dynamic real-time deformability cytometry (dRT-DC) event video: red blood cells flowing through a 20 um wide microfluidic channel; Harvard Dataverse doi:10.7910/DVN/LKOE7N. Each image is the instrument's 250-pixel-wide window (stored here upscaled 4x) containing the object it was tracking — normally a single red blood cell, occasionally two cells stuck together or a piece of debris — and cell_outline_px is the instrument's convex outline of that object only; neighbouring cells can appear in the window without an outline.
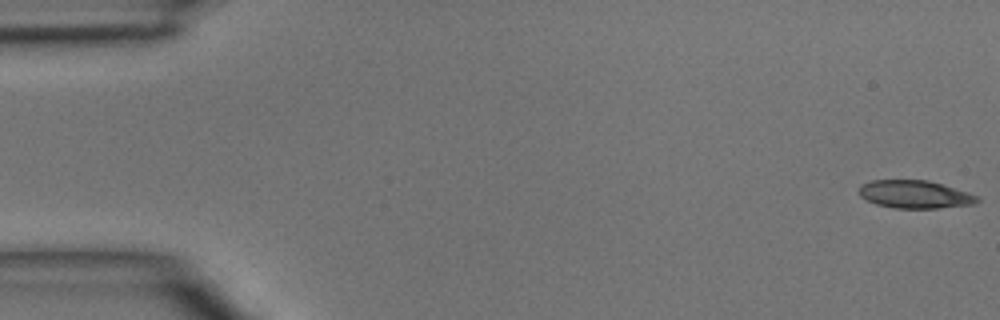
{"species": "common noctule bat (a hibernating species)", "species_latin": "Nyctalus noctula", "temperature_condition": "room temperature", "stored_images_in_passage": 41, "camera_frame_rate_fps": 3000, "um_per_image_px": 0.085, "animal": {"sex": "male", "body_mass_g": 15.6}, "frame": {"image": 1, "passage_image": 1, "time_ms": 0.0, "image_size_px": [1000, 320], "cell_outline_px": [[980, 200], [976, 204], [936, 208], [896, 208], [876, 204], [860, 196], [860, 184], [872, 180], [928, 180], [968, 192], [976, 196]], "centroid_in_image_um": [77.77, 16.52], "position_along_channel_um": 7.2, "area_um2": 19.07}}
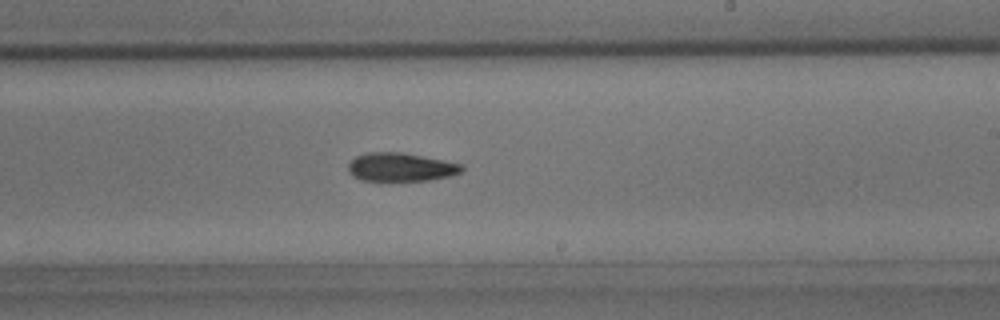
{"frame": {"image": 2, "passage_image": 28, "time_ms": 9.0, "image_size_px": [1000, 320], "cell_outline_px": [[464, 168], [460, 172], [452, 176], [428, 180], [360, 180], [352, 176], [348, 172], [348, 164], [356, 156], [368, 152], [400, 152], [444, 160], [460, 164]], "centroid_in_image_um": [34.04, 14.2], "position_along_channel_um": 255.0, "area_um2": 18.73}}
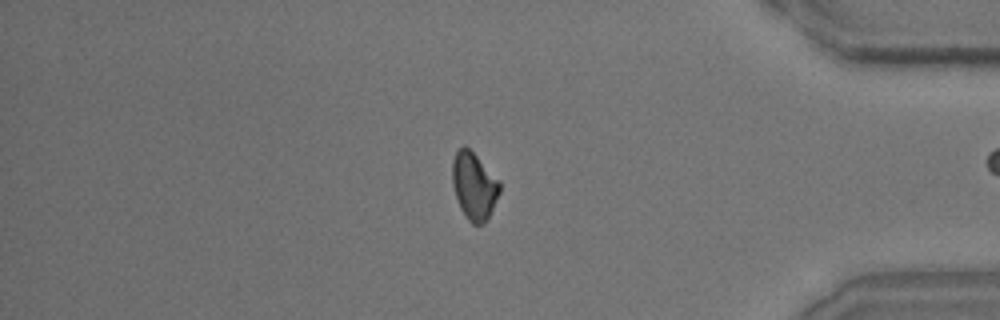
{"frame": {"image": 3, "passage_image": 40, "time_ms": 13.0, "image_size_px": [1000, 320], "cell_outline_px": [[500, 192], [484, 224], [472, 224], [468, 220], [460, 208], [452, 184], [452, 160], [456, 152], [464, 144], [500, 180]], "centroid_in_image_um": [40.28, 15.8], "position_along_channel_um": 394.9, "area_um2": 18.38}}